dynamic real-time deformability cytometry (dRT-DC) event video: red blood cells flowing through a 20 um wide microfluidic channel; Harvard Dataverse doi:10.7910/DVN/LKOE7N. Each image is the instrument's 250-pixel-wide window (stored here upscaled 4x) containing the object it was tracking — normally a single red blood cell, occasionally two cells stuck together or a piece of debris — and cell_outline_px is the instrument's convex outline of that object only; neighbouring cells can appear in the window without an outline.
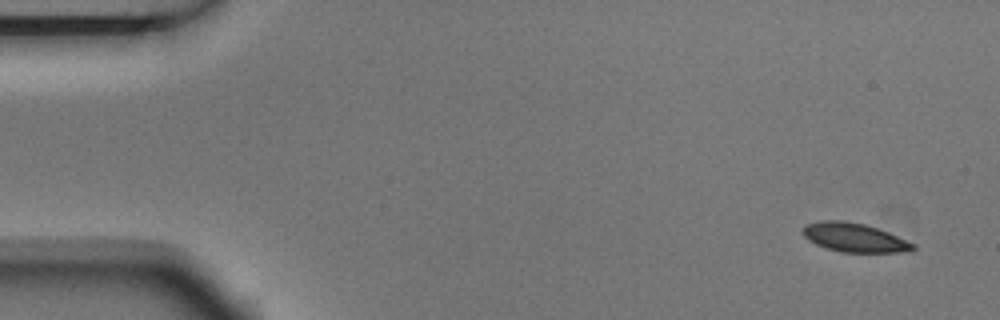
{"species": "Egyptian fruit bat (a non-hibernating species)", "species_latin": "Rousettus aegyptiacus", "temperature_condition": "room temperature", "stored_images_in_passage": 5, "camera_frame_rate_fps": 3000, "um_per_image_px": 0.085, "animal": {"sex": "male"}, "frame": {"image": 1, "passage_image": 1, "time_ms": 0.0, "image_size_px": [1000, 320], "cell_outline_px": [[916, 248], [912, 252], [840, 252], [816, 244], [808, 240], [804, 236], [800, 228], [804, 224], [820, 220], [840, 220], [864, 224], [888, 232], [916, 244]], "centroid_in_image_um": [72.61, 20.19], "position_along_channel_um": 12.4, "area_um2": 18.73}}
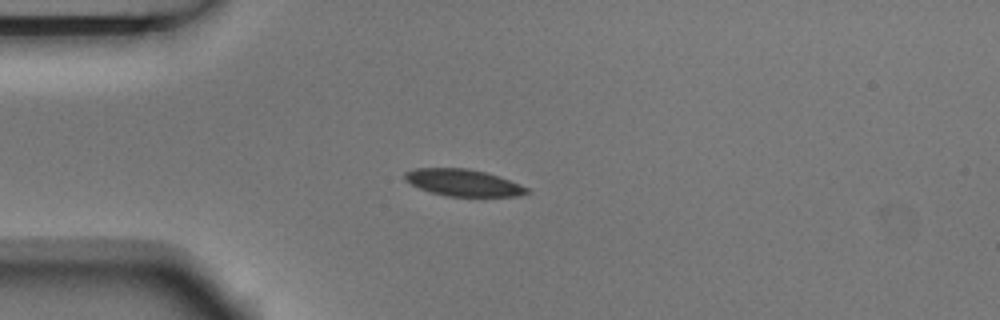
{"frame": {"image": 2, "passage_image": 4, "time_ms": 1.0, "image_size_px": [1000, 320], "cell_outline_px": [[532, 192], [520, 196], [444, 196], [420, 188], [404, 180], [404, 172], [416, 168], [468, 168], [500, 176], [520, 184], [528, 188]], "centroid_in_image_um": [39.4, 15.52], "position_along_channel_um": 45.6, "area_um2": 19.13}}